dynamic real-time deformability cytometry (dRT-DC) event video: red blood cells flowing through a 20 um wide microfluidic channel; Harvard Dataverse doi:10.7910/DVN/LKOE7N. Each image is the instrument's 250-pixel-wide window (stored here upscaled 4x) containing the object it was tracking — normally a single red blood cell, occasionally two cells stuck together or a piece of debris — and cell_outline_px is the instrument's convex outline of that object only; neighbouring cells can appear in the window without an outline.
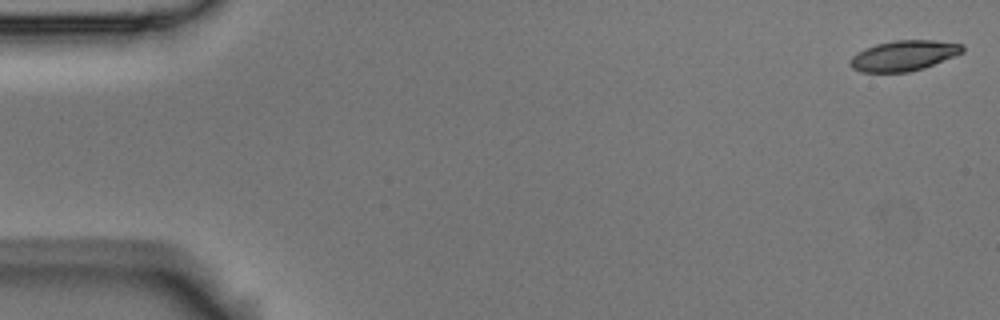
{"species": "Egyptian fruit bat (a non-hibernating species)", "species_latin": "Rousettus aegyptiacus", "temperature_condition": "room temperature", "stored_images_in_passage": 14, "camera_frame_rate_fps": 3000, "um_per_image_px": 0.085, "animal": {"sex": "male"}, "frame": {"image": 1, "passage_image": 1, "time_ms": 0.0, "image_size_px": [1000, 320], "cell_outline_px": [[964, 52], [924, 68], [908, 72], [860, 72], [852, 68], [848, 64], [848, 60], [856, 52], [864, 48], [876, 44], [892, 40], [936, 40], [964, 44]], "centroid_in_image_um": [76.79, 4.72], "position_along_channel_um": 8.2, "area_um2": 20.17}}
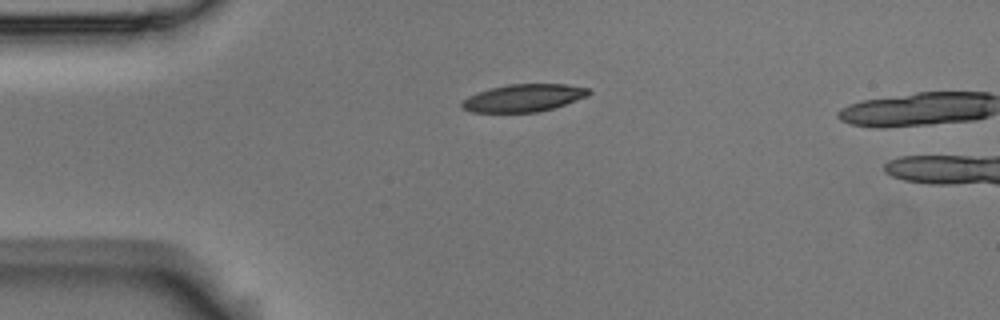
{"frame": {"image": 2, "passage_image": 13, "time_ms": 4.0, "image_size_px": [1000, 320], "cell_outline_px": [[592, 92], [588, 96], [552, 108], [536, 112], [472, 112], [464, 108], [460, 104], [468, 96], [492, 88], [508, 84], [568, 84], [588, 88]], "centroid_in_image_um": [44.54, 8.32], "position_along_channel_um": 40.5, "area_um2": 20.06}}